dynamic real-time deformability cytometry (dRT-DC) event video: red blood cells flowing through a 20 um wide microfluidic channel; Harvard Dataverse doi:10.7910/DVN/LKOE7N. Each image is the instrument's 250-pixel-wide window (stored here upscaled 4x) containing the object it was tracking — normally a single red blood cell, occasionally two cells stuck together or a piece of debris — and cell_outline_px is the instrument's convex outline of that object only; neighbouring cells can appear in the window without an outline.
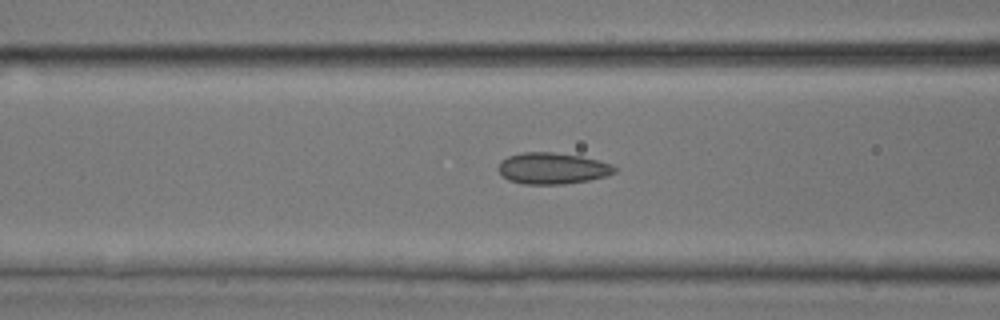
{"species": "common noctule bat (a hibernating species)", "species_latin": "Nyctalus noctula", "temperature_condition": "room temperature", "stored_images_in_passage": 43, "camera_frame_rate_fps": 3000, "um_per_image_px": 0.085, "animal": {"sex": "male", "body_mass_g": 17.9, "forearm_length_mm": 54.2}, "frame": {"image": 1, "passage_image": 17, "time_ms": 5.333, "image_size_px": [1000, 320], "cell_outline_px": [[620, 168], [616, 172], [608, 176], [588, 180], [564, 184], [524, 184], [508, 180], [496, 168], [500, 160], [508, 156], [524, 152], [552, 152], [580, 156], [612, 164]], "centroid_in_image_um": [46.97, 14.31], "position_along_channel_um": 119.6, "area_um2": 21.39}}
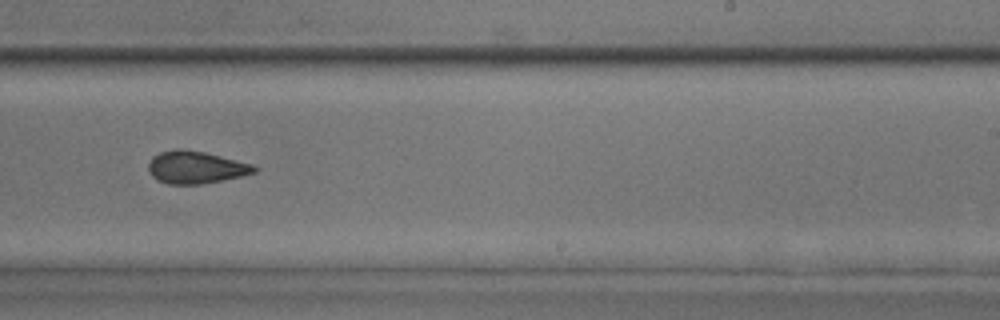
{"frame": {"image": 2, "passage_image": 27, "time_ms": 8.667, "image_size_px": [1000, 320], "cell_outline_px": [[260, 168], [256, 172], [240, 176], [200, 184], [168, 184], [156, 180], [152, 176], [148, 168], [148, 164], [152, 156], [160, 152], [176, 148], [184, 148], [204, 152], [252, 164]], "centroid_in_image_um": [16.61, 14.21], "position_along_channel_um": 272.4, "area_um2": 20.0}}
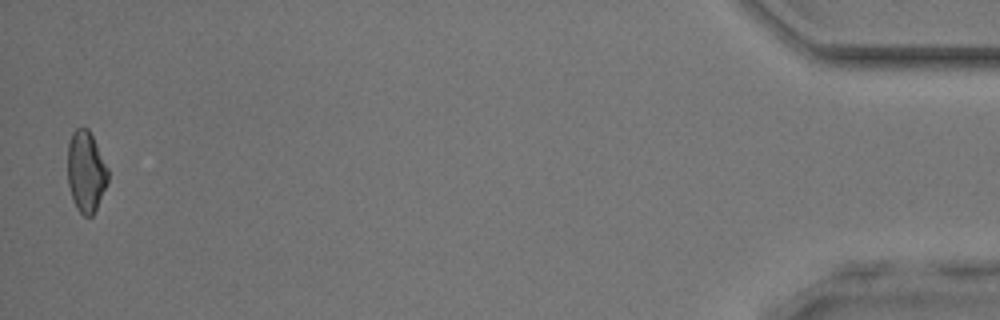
{"frame": {"image": 3, "passage_image": 43, "time_ms": 14.0, "image_size_px": [1000, 320], "cell_outline_px": [[108, 180], [96, 208], [92, 216], [84, 216], [76, 208], [68, 184], [68, 144], [72, 132], [76, 128], [88, 128], [108, 168]], "centroid_in_image_um": [7.3, 14.57], "position_along_channel_um": 427.9, "area_um2": 18.79}}